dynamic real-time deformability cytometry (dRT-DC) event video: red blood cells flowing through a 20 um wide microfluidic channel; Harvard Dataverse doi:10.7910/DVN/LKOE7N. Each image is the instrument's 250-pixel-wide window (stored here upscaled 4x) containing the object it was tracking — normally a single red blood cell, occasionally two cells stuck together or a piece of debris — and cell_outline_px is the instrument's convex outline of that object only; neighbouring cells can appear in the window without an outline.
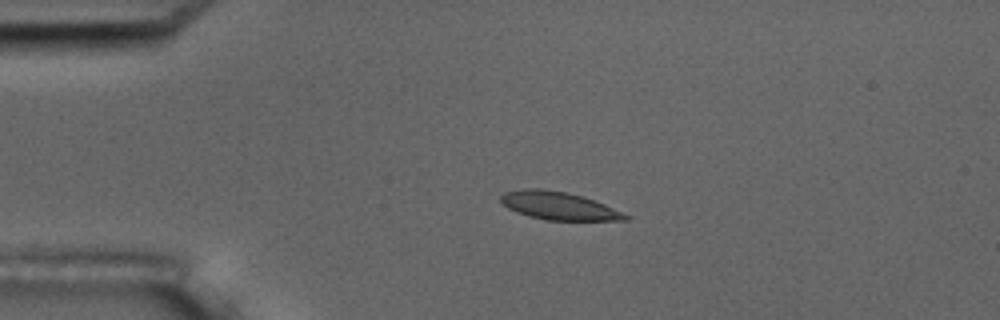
{"species": "common noctule bat (a hibernating species)", "species_latin": "Nyctalus noctula", "temperature_condition": "room temperature", "stored_images_in_passage": 3, "camera_frame_rate_fps": 3000, "um_per_image_px": 0.085, "animal": {"sex": "male", "body_mass_g": 17.5, "forearm_length_mm": 52.3}, "frame": {"image": 1, "passage_image": 2, "time_ms": 2.0, "image_size_px": [1000, 320], "cell_outline_px": [[632, 216], [628, 220], [544, 220], [528, 216], [516, 212], [508, 208], [500, 200], [500, 196], [504, 192], [524, 188], [540, 188], [568, 192], [584, 196], [604, 204]], "centroid_in_image_um": [47.49, 17.48], "position_along_channel_um": 37.5, "area_um2": 20.46}}